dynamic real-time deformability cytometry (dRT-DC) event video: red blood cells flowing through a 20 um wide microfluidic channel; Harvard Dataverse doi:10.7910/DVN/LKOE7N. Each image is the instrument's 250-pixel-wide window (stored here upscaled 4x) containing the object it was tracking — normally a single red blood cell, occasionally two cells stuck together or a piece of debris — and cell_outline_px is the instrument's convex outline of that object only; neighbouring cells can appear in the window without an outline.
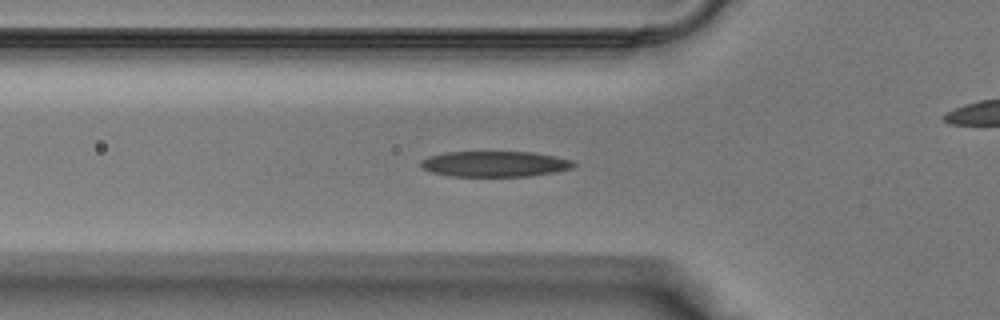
{"species": "Egyptian fruit bat (a non-hibernating species)", "species_latin": "Rousettus aegyptiacus", "temperature_condition": "warm", "stored_images_in_passage": 36, "camera_frame_rate_fps": 3000, "um_per_image_px": 0.085, "animal": {"sex": "male"}, "frame": {"image": 1, "passage_image": 9, "time_ms": 2.667, "image_size_px": [1000, 320], "cell_outline_px": [[576, 164], [572, 168], [556, 172], [528, 176], [452, 176], [432, 172], [420, 168], [420, 160], [428, 156], [444, 152], [532, 152], [556, 156], [572, 160]], "centroid_in_image_um": [42.04, 13.93], "position_along_channel_um": 83.8, "area_um2": 22.95}}
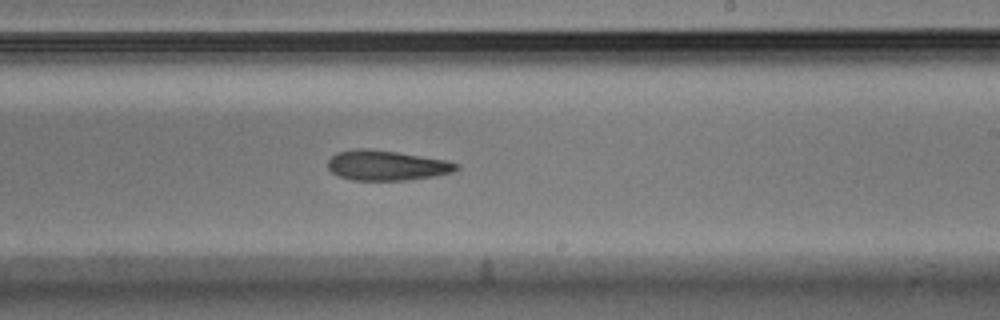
{"frame": {"image": 2, "passage_image": 19, "time_ms": 6.0, "image_size_px": [1000, 320], "cell_outline_px": [[460, 168], [452, 172], [436, 176], [408, 180], [352, 180], [340, 176], [332, 172], [328, 168], [328, 160], [336, 152], [356, 148], [368, 148], [396, 152], [444, 160], [460, 164]], "centroid_in_image_um": [32.86, 14.06], "position_along_channel_um": 256.1, "area_um2": 22.48}}
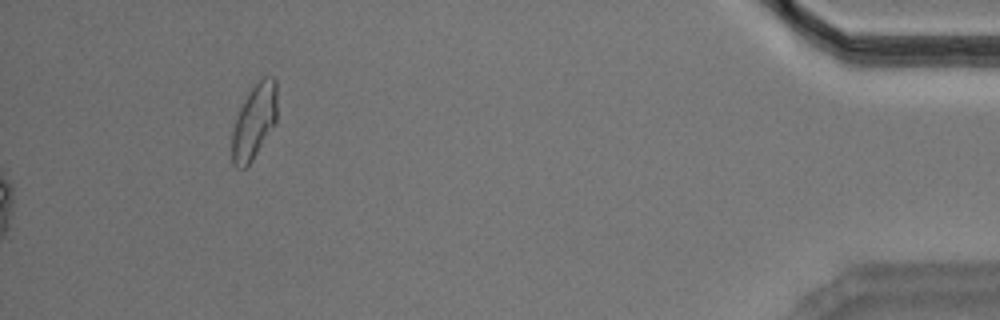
{"frame": {"image": 3, "passage_image": 36, "time_ms": 11.667, "image_size_px": [1000, 320], "cell_outline_px": [[276, 124], [252, 160], [244, 168], [236, 168], [232, 164], [232, 132], [236, 116], [248, 92], [264, 76], [272, 76], [276, 80]], "centroid_in_image_um": [21.6, 10.34], "position_along_channel_um": 413.6, "area_um2": 19.65}}